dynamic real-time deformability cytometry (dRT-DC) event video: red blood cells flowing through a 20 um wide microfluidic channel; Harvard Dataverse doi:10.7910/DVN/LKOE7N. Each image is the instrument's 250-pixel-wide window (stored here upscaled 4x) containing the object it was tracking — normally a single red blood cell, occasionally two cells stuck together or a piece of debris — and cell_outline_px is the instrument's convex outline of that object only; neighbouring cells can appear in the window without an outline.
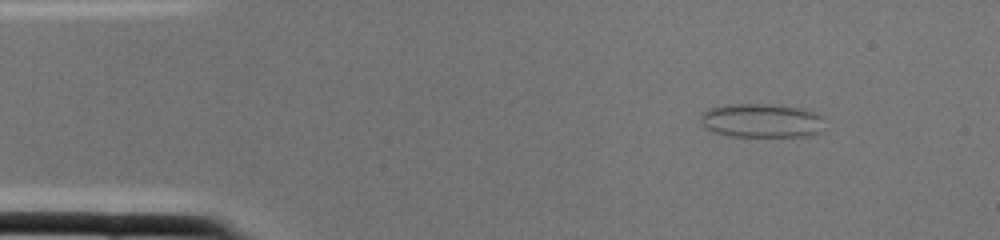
{"species": "common noctule bat (a hibernating species)", "species_latin": "Nyctalus noctula", "temperature_condition": "cold", "stored_images_in_passage": 1, "camera_frame_rate_fps": 3000, "um_per_image_px": 0.085, "animal": {"sex": "female", "body_mass_g": 22.0, "forearm_length_mm": 56.7}, "frame": {"image": 1, "passage_image": 1, "time_ms": 0.0, "image_size_px": [1000, 240], "cell_outline_px": [[824, 116], [820, 132], [808, 136], [728, 136], [704, 128], [700, 124], [700, 112], [708, 108], [724, 104], [772, 104], [800, 108]], "centroid_in_image_um": [64.67, 10.24], "position_along_channel_um": 20.3, "area_um2": 24.8}}